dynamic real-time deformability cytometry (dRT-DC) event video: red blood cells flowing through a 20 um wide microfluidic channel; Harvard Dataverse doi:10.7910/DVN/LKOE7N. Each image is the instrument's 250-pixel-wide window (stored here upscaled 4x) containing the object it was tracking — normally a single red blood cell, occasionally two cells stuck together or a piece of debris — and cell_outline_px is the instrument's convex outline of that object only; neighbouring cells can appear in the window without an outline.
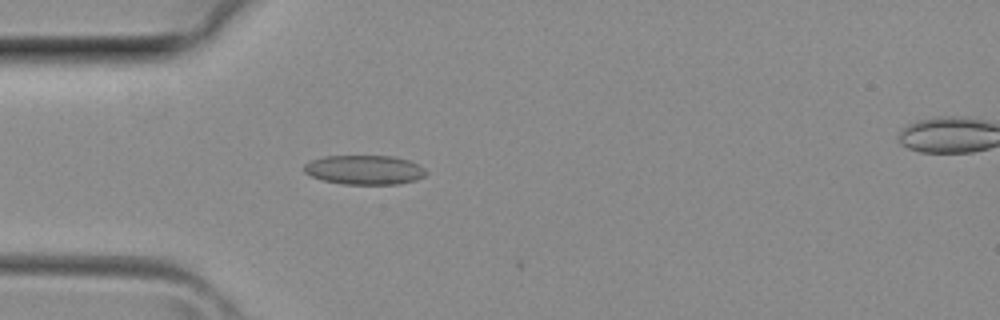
{"species": "common noctule bat (a hibernating species)", "species_latin": "Nyctalus noctula", "temperature_condition": "room temperature", "stored_images_in_passage": 8, "camera_frame_rate_fps": 3000, "um_per_image_px": 0.085, "animal": {"sex": "female", "body_mass_g": 29.2, "forearm_length_mm": 56.3}, "frame": {"image": 1, "passage_image": 1, "time_ms": 0.0, "image_size_px": [1000, 320], "cell_outline_px": [[428, 172], [424, 176], [416, 180], [400, 184], [344, 184], [324, 180], [312, 176], [304, 172], [304, 164], [312, 160], [324, 156], [392, 156], [408, 160], [424, 168]], "centroid_in_image_um": [30.99, 14.44], "position_along_channel_um": 54.0, "area_um2": 20.75}}
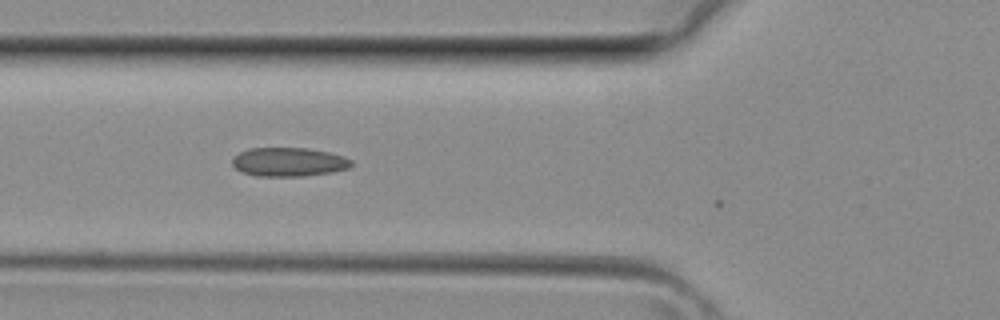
{"frame": {"image": 2, "passage_image": 4, "time_ms": 1.0, "image_size_px": [1000, 320], "cell_outline_px": [[352, 164], [348, 168], [332, 172], [304, 176], [256, 176], [240, 172], [232, 164], [232, 160], [240, 152], [248, 148], [308, 148], [328, 152], [344, 156], [352, 160]], "centroid_in_image_um": [24.54, 13.77], "position_along_channel_um": 101.3, "area_um2": 20.06}}
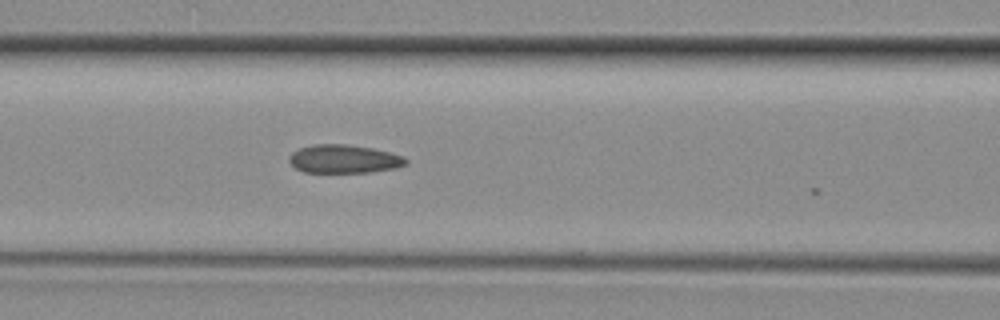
{"frame": {"image": 3, "passage_image": 6, "time_ms": 1.667, "image_size_px": [1000, 320], "cell_outline_px": [[408, 164], [396, 168], [368, 172], [304, 172], [296, 168], [288, 160], [288, 156], [292, 152], [300, 148], [312, 144], [344, 144], [372, 148], [404, 156], [408, 160]], "centroid_in_image_um": [29.24, 13.51], "position_along_channel_um": 137.4, "area_um2": 19.31}}